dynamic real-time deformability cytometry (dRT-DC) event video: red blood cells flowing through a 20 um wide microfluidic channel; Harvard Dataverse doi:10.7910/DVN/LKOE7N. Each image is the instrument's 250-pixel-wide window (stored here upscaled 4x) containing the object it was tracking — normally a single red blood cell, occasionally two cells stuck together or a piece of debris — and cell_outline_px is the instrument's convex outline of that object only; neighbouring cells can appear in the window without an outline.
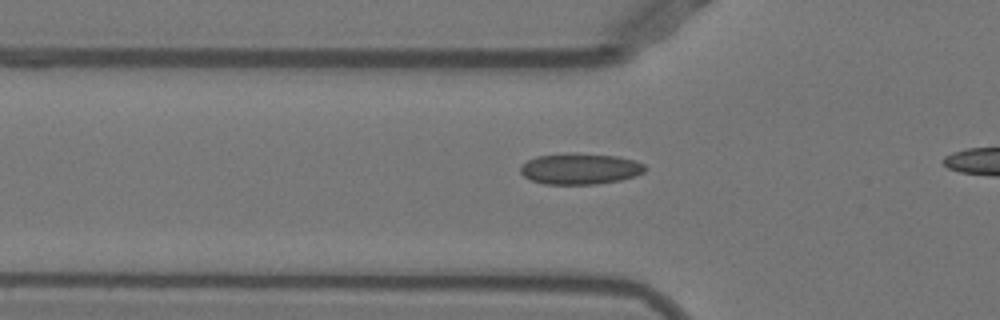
{"species": "Egyptian fruit bat (a non-hibernating species)", "species_latin": "Rousettus aegyptiacus", "temperature_condition": "warm", "stored_images_in_passage": 28, "camera_frame_rate_fps": 3000, "um_per_image_px": 0.085, "animal": {"sex": "female"}, "frame": {"image": 1, "passage_image": 3, "time_ms": 0.667, "image_size_px": [1000, 320], "cell_outline_px": [[648, 168], [644, 172], [636, 176], [620, 180], [596, 184], [544, 184], [532, 180], [524, 176], [520, 172], [520, 168], [528, 160], [536, 156], [616, 156], [636, 160], [644, 164]], "centroid_in_image_um": [49.37, 14.4], "position_along_channel_um": 76.4, "area_um2": 21.56}}
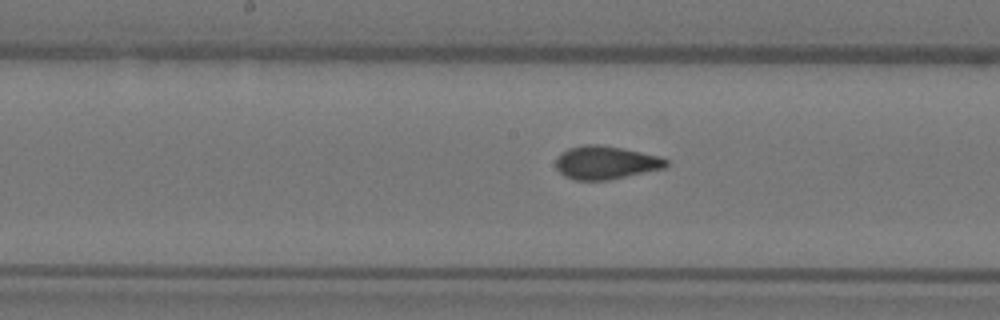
{"frame": {"image": 2, "passage_image": 12, "time_ms": 3.667, "image_size_px": [1000, 320], "cell_outline_px": [[668, 164], [664, 168], [608, 180], [576, 180], [564, 176], [556, 168], [556, 160], [568, 148], [584, 144], [600, 144], [660, 156], [668, 160]], "centroid_in_image_um": [51.49, 13.82], "position_along_channel_um": 196.7, "area_um2": 21.15}}
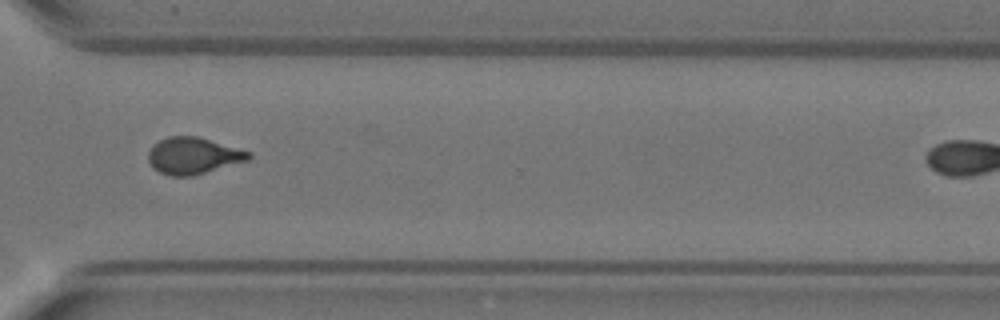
{"frame": {"image": 3, "passage_image": 24, "time_ms": 7.667, "image_size_px": [1000, 320], "cell_outline_px": [[252, 156], [248, 160], [192, 176], [168, 176], [152, 168], [148, 160], [148, 152], [160, 140], [168, 136], [196, 136], [252, 152]], "centroid_in_image_um": [16.41, 13.24], "position_along_channel_um": 354.2, "area_um2": 21.27}}